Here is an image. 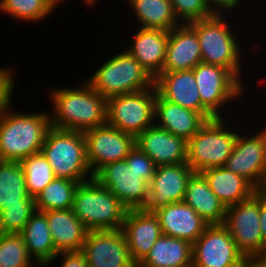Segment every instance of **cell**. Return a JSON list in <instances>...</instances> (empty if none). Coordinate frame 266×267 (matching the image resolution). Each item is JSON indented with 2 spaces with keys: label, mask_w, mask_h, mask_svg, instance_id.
<instances>
[{
  "label": "cell",
  "mask_w": 266,
  "mask_h": 267,
  "mask_svg": "<svg viewBox=\"0 0 266 267\" xmlns=\"http://www.w3.org/2000/svg\"><path fill=\"white\" fill-rule=\"evenodd\" d=\"M82 83L74 88L68 86L51 89V127L84 133L106 125L107 99L87 81Z\"/></svg>",
  "instance_id": "6da1fadb"
},
{
  "label": "cell",
  "mask_w": 266,
  "mask_h": 267,
  "mask_svg": "<svg viewBox=\"0 0 266 267\" xmlns=\"http://www.w3.org/2000/svg\"><path fill=\"white\" fill-rule=\"evenodd\" d=\"M10 105L0 115V160L20 162L41 152L51 128L50 113L16 112Z\"/></svg>",
  "instance_id": "7a4b0ae2"
},
{
  "label": "cell",
  "mask_w": 266,
  "mask_h": 267,
  "mask_svg": "<svg viewBox=\"0 0 266 267\" xmlns=\"http://www.w3.org/2000/svg\"><path fill=\"white\" fill-rule=\"evenodd\" d=\"M224 15H212L187 23L195 32L199 40L201 58L203 63L222 66L230 70L241 82L242 67V43L228 17ZM239 41V42H238ZM242 50V51H241ZM243 53V54H242ZM243 58V60H242Z\"/></svg>",
  "instance_id": "3957f363"
},
{
  "label": "cell",
  "mask_w": 266,
  "mask_h": 267,
  "mask_svg": "<svg viewBox=\"0 0 266 267\" xmlns=\"http://www.w3.org/2000/svg\"><path fill=\"white\" fill-rule=\"evenodd\" d=\"M128 210L95 178L79 183L73 197L72 211L88 231L122 229Z\"/></svg>",
  "instance_id": "277c9868"
},
{
  "label": "cell",
  "mask_w": 266,
  "mask_h": 267,
  "mask_svg": "<svg viewBox=\"0 0 266 267\" xmlns=\"http://www.w3.org/2000/svg\"><path fill=\"white\" fill-rule=\"evenodd\" d=\"M104 62L86 79L102 97L108 99L154 87L155 78L125 49Z\"/></svg>",
  "instance_id": "5b68a950"
},
{
  "label": "cell",
  "mask_w": 266,
  "mask_h": 267,
  "mask_svg": "<svg viewBox=\"0 0 266 267\" xmlns=\"http://www.w3.org/2000/svg\"><path fill=\"white\" fill-rule=\"evenodd\" d=\"M56 178L83 183L94 178L86 157L83 132L51 127L41 148Z\"/></svg>",
  "instance_id": "8992f818"
},
{
  "label": "cell",
  "mask_w": 266,
  "mask_h": 267,
  "mask_svg": "<svg viewBox=\"0 0 266 267\" xmlns=\"http://www.w3.org/2000/svg\"><path fill=\"white\" fill-rule=\"evenodd\" d=\"M227 118L216 117L208 120L187 141L186 162L194 172L200 173L208 168L225 166L239 131L229 123L232 119Z\"/></svg>",
  "instance_id": "52a82bcc"
},
{
  "label": "cell",
  "mask_w": 266,
  "mask_h": 267,
  "mask_svg": "<svg viewBox=\"0 0 266 267\" xmlns=\"http://www.w3.org/2000/svg\"><path fill=\"white\" fill-rule=\"evenodd\" d=\"M192 70L201 103L215 117H226L225 113L226 115L229 114V111L226 110L232 101L242 99L244 83L230 70L219 65L200 62Z\"/></svg>",
  "instance_id": "ba28073f"
},
{
  "label": "cell",
  "mask_w": 266,
  "mask_h": 267,
  "mask_svg": "<svg viewBox=\"0 0 266 267\" xmlns=\"http://www.w3.org/2000/svg\"><path fill=\"white\" fill-rule=\"evenodd\" d=\"M155 86L107 99L106 124L137 137L154 124Z\"/></svg>",
  "instance_id": "9c48e42d"
},
{
  "label": "cell",
  "mask_w": 266,
  "mask_h": 267,
  "mask_svg": "<svg viewBox=\"0 0 266 267\" xmlns=\"http://www.w3.org/2000/svg\"><path fill=\"white\" fill-rule=\"evenodd\" d=\"M223 225L246 259H253L266 253L260 228L258 191L249 199L227 207Z\"/></svg>",
  "instance_id": "30bf717a"
},
{
  "label": "cell",
  "mask_w": 266,
  "mask_h": 267,
  "mask_svg": "<svg viewBox=\"0 0 266 267\" xmlns=\"http://www.w3.org/2000/svg\"><path fill=\"white\" fill-rule=\"evenodd\" d=\"M241 131H238L233 150L224 167L243 176L258 189L266 177V124L254 134Z\"/></svg>",
  "instance_id": "8fae6325"
},
{
  "label": "cell",
  "mask_w": 266,
  "mask_h": 267,
  "mask_svg": "<svg viewBox=\"0 0 266 267\" xmlns=\"http://www.w3.org/2000/svg\"><path fill=\"white\" fill-rule=\"evenodd\" d=\"M245 260L223 224L208 225L192 244V267H237Z\"/></svg>",
  "instance_id": "7c38bea8"
},
{
  "label": "cell",
  "mask_w": 266,
  "mask_h": 267,
  "mask_svg": "<svg viewBox=\"0 0 266 267\" xmlns=\"http://www.w3.org/2000/svg\"><path fill=\"white\" fill-rule=\"evenodd\" d=\"M86 157L93 176L106 164L125 160L136 146V137L109 125L83 133Z\"/></svg>",
  "instance_id": "4fadbf2b"
},
{
  "label": "cell",
  "mask_w": 266,
  "mask_h": 267,
  "mask_svg": "<svg viewBox=\"0 0 266 267\" xmlns=\"http://www.w3.org/2000/svg\"><path fill=\"white\" fill-rule=\"evenodd\" d=\"M94 178L129 210L144 209L148 202L149 183L141 179L125 160L106 164Z\"/></svg>",
  "instance_id": "5bb4252c"
},
{
  "label": "cell",
  "mask_w": 266,
  "mask_h": 267,
  "mask_svg": "<svg viewBox=\"0 0 266 267\" xmlns=\"http://www.w3.org/2000/svg\"><path fill=\"white\" fill-rule=\"evenodd\" d=\"M88 267H136L122 229L88 231L80 251Z\"/></svg>",
  "instance_id": "9a60e30c"
},
{
  "label": "cell",
  "mask_w": 266,
  "mask_h": 267,
  "mask_svg": "<svg viewBox=\"0 0 266 267\" xmlns=\"http://www.w3.org/2000/svg\"><path fill=\"white\" fill-rule=\"evenodd\" d=\"M194 173L187 162L157 166L149 183V199L144 210L154 212L171 203L183 202L188 181Z\"/></svg>",
  "instance_id": "2e32d148"
},
{
  "label": "cell",
  "mask_w": 266,
  "mask_h": 267,
  "mask_svg": "<svg viewBox=\"0 0 266 267\" xmlns=\"http://www.w3.org/2000/svg\"><path fill=\"white\" fill-rule=\"evenodd\" d=\"M154 86L163 99L200 112L207 120L216 118L201 103L193 70L162 72L155 77Z\"/></svg>",
  "instance_id": "e0dca14e"
},
{
  "label": "cell",
  "mask_w": 266,
  "mask_h": 267,
  "mask_svg": "<svg viewBox=\"0 0 266 267\" xmlns=\"http://www.w3.org/2000/svg\"><path fill=\"white\" fill-rule=\"evenodd\" d=\"M136 146L157 166L185 163L187 140L153 124L136 137Z\"/></svg>",
  "instance_id": "ac0fdd59"
},
{
  "label": "cell",
  "mask_w": 266,
  "mask_h": 267,
  "mask_svg": "<svg viewBox=\"0 0 266 267\" xmlns=\"http://www.w3.org/2000/svg\"><path fill=\"white\" fill-rule=\"evenodd\" d=\"M132 260L138 265L162 235L158 217L144 209L128 210L122 225Z\"/></svg>",
  "instance_id": "d6986e66"
},
{
  "label": "cell",
  "mask_w": 266,
  "mask_h": 267,
  "mask_svg": "<svg viewBox=\"0 0 266 267\" xmlns=\"http://www.w3.org/2000/svg\"><path fill=\"white\" fill-rule=\"evenodd\" d=\"M161 232L169 237L194 243L209 225L196 211L184 202L171 203L154 211Z\"/></svg>",
  "instance_id": "ffe728a7"
},
{
  "label": "cell",
  "mask_w": 266,
  "mask_h": 267,
  "mask_svg": "<svg viewBox=\"0 0 266 267\" xmlns=\"http://www.w3.org/2000/svg\"><path fill=\"white\" fill-rule=\"evenodd\" d=\"M168 39L169 31L137 26L132 43L125 50L155 78L163 72Z\"/></svg>",
  "instance_id": "44dd1931"
},
{
  "label": "cell",
  "mask_w": 266,
  "mask_h": 267,
  "mask_svg": "<svg viewBox=\"0 0 266 267\" xmlns=\"http://www.w3.org/2000/svg\"><path fill=\"white\" fill-rule=\"evenodd\" d=\"M200 62L201 50L196 32L187 23L170 30L163 72L192 70Z\"/></svg>",
  "instance_id": "7402d4cb"
},
{
  "label": "cell",
  "mask_w": 266,
  "mask_h": 267,
  "mask_svg": "<svg viewBox=\"0 0 266 267\" xmlns=\"http://www.w3.org/2000/svg\"><path fill=\"white\" fill-rule=\"evenodd\" d=\"M208 120L200 113L163 99L155 98L154 124L175 136L191 139Z\"/></svg>",
  "instance_id": "603a6c76"
},
{
  "label": "cell",
  "mask_w": 266,
  "mask_h": 267,
  "mask_svg": "<svg viewBox=\"0 0 266 267\" xmlns=\"http://www.w3.org/2000/svg\"><path fill=\"white\" fill-rule=\"evenodd\" d=\"M55 248L60 252H79L88 230L72 208L44 211Z\"/></svg>",
  "instance_id": "cb8c5ba5"
},
{
  "label": "cell",
  "mask_w": 266,
  "mask_h": 267,
  "mask_svg": "<svg viewBox=\"0 0 266 267\" xmlns=\"http://www.w3.org/2000/svg\"><path fill=\"white\" fill-rule=\"evenodd\" d=\"M210 189L227 208L249 199L257 189L243 176L226 167H213L200 172Z\"/></svg>",
  "instance_id": "d4e9b609"
},
{
  "label": "cell",
  "mask_w": 266,
  "mask_h": 267,
  "mask_svg": "<svg viewBox=\"0 0 266 267\" xmlns=\"http://www.w3.org/2000/svg\"><path fill=\"white\" fill-rule=\"evenodd\" d=\"M183 202L191 206L209 225L223 224L227 208L212 192L201 173L195 172L189 179Z\"/></svg>",
  "instance_id": "484cf974"
},
{
  "label": "cell",
  "mask_w": 266,
  "mask_h": 267,
  "mask_svg": "<svg viewBox=\"0 0 266 267\" xmlns=\"http://www.w3.org/2000/svg\"><path fill=\"white\" fill-rule=\"evenodd\" d=\"M139 267H192V243L162 234Z\"/></svg>",
  "instance_id": "4316f807"
},
{
  "label": "cell",
  "mask_w": 266,
  "mask_h": 267,
  "mask_svg": "<svg viewBox=\"0 0 266 267\" xmlns=\"http://www.w3.org/2000/svg\"><path fill=\"white\" fill-rule=\"evenodd\" d=\"M19 234L29 255L40 267L59 254L53 243L46 215L42 211L36 210Z\"/></svg>",
  "instance_id": "83f0119b"
},
{
  "label": "cell",
  "mask_w": 266,
  "mask_h": 267,
  "mask_svg": "<svg viewBox=\"0 0 266 267\" xmlns=\"http://www.w3.org/2000/svg\"><path fill=\"white\" fill-rule=\"evenodd\" d=\"M14 206H35V200L27 192L21 163L0 160V211Z\"/></svg>",
  "instance_id": "f1b7e54d"
},
{
  "label": "cell",
  "mask_w": 266,
  "mask_h": 267,
  "mask_svg": "<svg viewBox=\"0 0 266 267\" xmlns=\"http://www.w3.org/2000/svg\"><path fill=\"white\" fill-rule=\"evenodd\" d=\"M125 1V0H124ZM134 20L140 28L163 29L170 31L182 23L175 15L170 0H126Z\"/></svg>",
  "instance_id": "f546056e"
},
{
  "label": "cell",
  "mask_w": 266,
  "mask_h": 267,
  "mask_svg": "<svg viewBox=\"0 0 266 267\" xmlns=\"http://www.w3.org/2000/svg\"><path fill=\"white\" fill-rule=\"evenodd\" d=\"M79 182L66 178H55L35 198L37 211L72 208L73 197Z\"/></svg>",
  "instance_id": "4dcf8cb0"
},
{
  "label": "cell",
  "mask_w": 266,
  "mask_h": 267,
  "mask_svg": "<svg viewBox=\"0 0 266 267\" xmlns=\"http://www.w3.org/2000/svg\"><path fill=\"white\" fill-rule=\"evenodd\" d=\"M56 7L51 0H0V13L25 23L49 18Z\"/></svg>",
  "instance_id": "1f68e13d"
},
{
  "label": "cell",
  "mask_w": 266,
  "mask_h": 267,
  "mask_svg": "<svg viewBox=\"0 0 266 267\" xmlns=\"http://www.w3.org/2000/svg\"><path fill=\"white\" fill-rule=\"evenodd\" d=\"M20 163L24 171L27 192L32 198H35L56 178L49 162L41 152L24 158Z\"/></svg>",
  "instance_id": "d6a6232c"
},
{
  "label": "cell",
  "mask_w": 266,
  "mask_h": 267,
  "mask_svg": "<svg viewBox=\"0 0 266 267\" xmlns=\"http://www.w3.org/2000/svg\"><path fill=\"white\" fill-rule=\"evenodd\" d=\"M0 267L40 266L29 255L20 234L0 233Z\"/></svg>",
  "instance_id": "836d02e7"
},
{
  "label": "cell",
  "mask_w": 266,
  "mask_h": 267,
  "mask_svg": "<svg viewBox=\"0 0 266 267\" xmlns=\"http://www.w3.org/2000/svg\"><path fill=\"white\" fill-rule=\"evenodd\" d=\"M35 211V206L5 207L0 211V233L19 234Z\"/></svg>",
  "instance_id": "e575fe53"
},
{
  "label": "cell",
  "mask_w": 266,
  "mask_h": 267,
  "mask_svg": "<svg viewBox=\"0 0 266 267\" xmlns=\"http://www.w3.org/2000/svg\"><path fill=\"white\" fill-rule=\"evenodd\" d=\"M175 15L181 23L205 19L213 14L207 9L203 0H170Z\"/></svg>",
  "instance_id": "d590c367"
},
{
  "label": "cell",
  "mask_w": 266,
  "mask_h": 267,
  "mask_svg": "<svg viewBox=\"0 0 266 267\" xmlns=\"http://www.w3.org/2000/svg\"><path fill=\"white\" fill-rule=\"evenodd\" d=\"M128 166L132 168L141 179L150 183L153 178L157 165L137 146L125 158Z\"/></svg>",
  "instance_id": "8d00e7d4"
},
{
  "label": "cell",
  "mask_w": 266,
  "mask_h": 267,
  "mask_svg": "<svg viewBox=\"0 0 266 267\" xmlns=\"http://www.w3.org/2000/svg\"><path fill=\"white\" fill-rule=\"evenodd\" d=\"M63 257V258H62ZM61 259L60 267H88L85 256L79 252H60L56 257L50 262L46 263L42 267H48L55 260Z\"/></svg>",
  "instance_id": "74e56055"
},
{
  "label": "cell",
  "mask_w": 266,
  "mask_h": 267,
  "mask_svg": "<svg viewBox=\"0 0 266 267\" xmlns=\"http://www.w3.org/2000/svg\"><path fill=\"white\" fill-rule=\"evenodd\" d=\"M207 9L214 15H224L225 12L235 11L244 0H203ZM235 8V9H234Z\"/></svg>",
  "instance_id": "f35d334b"
},
{
  "label": "cell",
  "mask_w": 266,
  "mask_h": 267,
  "mask_svg": "<svg viewBox=\"0 0 266 267\" xmlns=\"http://www.w3.org/2000/svg\"><path fill=\"white\" fill-rule=\"evenodd\" d=\"M260 228L263 235V243L266 247V199L260 194Z\"/></svg>",
  "instance_id": "ab89813d"
},
{
  "label": "cell",
  "mask_w": 266,
  "mask_h": 267,
  "mask_svg": "<svg viewBox=\"0 0 266 267\" xmlns=\"http://www.w3.org/2000/svg\"><path fill=\"white\" fill-rule=\"evenodd\" d=\"M257 267H266V253L260 256L253 258Z\"/></svg>",
  "instance_id": "60d3db41"
},
{
  "label": "cell",
  "mask_w": 266,
  "mask_h": 267,
  "mask_svg": "<svg viewBox=\"0 0 266 267\" xmlns=\"http://www.w3.org/2000/svg\"><path fill=\"white\" fill-rule=\"evenodd\" d=\"M237 267H257L253 259H246L241 265Z\"/></svg>",
  "instance_id": "b9f144b4"
},
{
  "label": "cell",
  "mask_w": 266,
  "mask_h": 267,
  "mask_svg": "<svg viewBox=\"0 0 266 267\" xmlns=\"http://www.w3.org/2000/svg\"><path fill=\"white\" fill-rule=\"evenodd\" d=\"M257 191L266 199V177Z\"/></svg>",
  "instance_id": "7bdbcfd3"
},
{
  "label": "cell",
  "mask_w": 266,
  "mask_h": 267,
  "mask_svg": "<svg viewBox=\"0 0 266 267\" xmlns=\"http://www.w3.org/2000/svg\"><path fill=\"white\" fill-rule=\"evenodd\" d=\"M97 1L98 0H83V3L86 4L85 6L88 5V7H92L93 5H96L95 3H98Z\"/></svg>",
  "instance_id": "ee69618b"
},
{
  "label": "cell",
  "mask_w": 266,
  "mask_h": 267,
  "mask_svg": "<svg viewBox=\"0 0 266 267\" xmlns=\"http://www.w3.org/2000/svg\"><path fill=\"white\" fill-rule=\"evenodd\" d=\"M51 1L58 6L61 2H64L65 0H51Z\"/></svg>",
  "instance_id": "f6af8a7d"
}]
</instances>
